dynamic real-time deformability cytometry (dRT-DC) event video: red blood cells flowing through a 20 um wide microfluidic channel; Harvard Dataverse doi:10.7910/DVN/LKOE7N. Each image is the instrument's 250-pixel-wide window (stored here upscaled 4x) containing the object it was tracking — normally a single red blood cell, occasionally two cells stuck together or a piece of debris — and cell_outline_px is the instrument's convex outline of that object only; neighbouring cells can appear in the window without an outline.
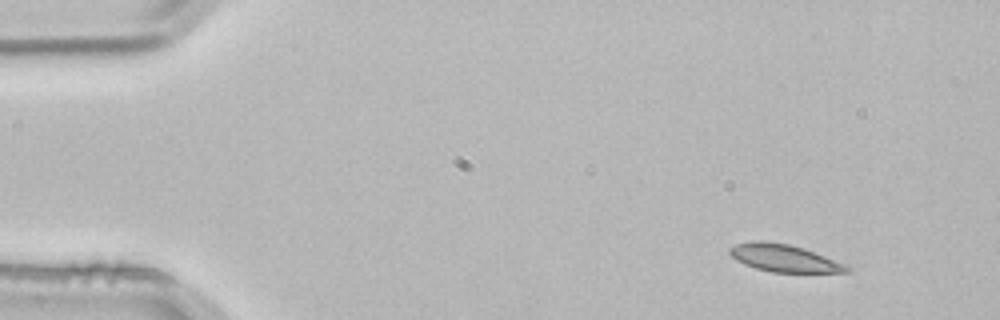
{"species": "common noctule bat (a hibernating species)", "species_latin": "Nyctalus noctula", "temperature_condition": "room temperature", "stored_images_in_passage": 3, "camera_frame_rate_fps": 3000, "um_per_image_px": 0.085, "animal": {"sex": "male", "body_mass_g": 21.5, "forearm_length_mm": 52.0}, "frame": {"image": 1, "passage_image": 1, "time_ms": 0.0, "image_size_px": [1000, 320], "cell_outline_px": [[852, 268], [848, 272], [772, 272], [756, 268], [744, 264], [736, 260], [728, 252], [728, 248], [736, 244], [752, 240], [764, 240], [788, 244], [812, 252], [844, 264]], "centroid_in_image_um": [66.56, 21.93], "position_along_channel_um": 18.4, "area_um2": 18.38}}
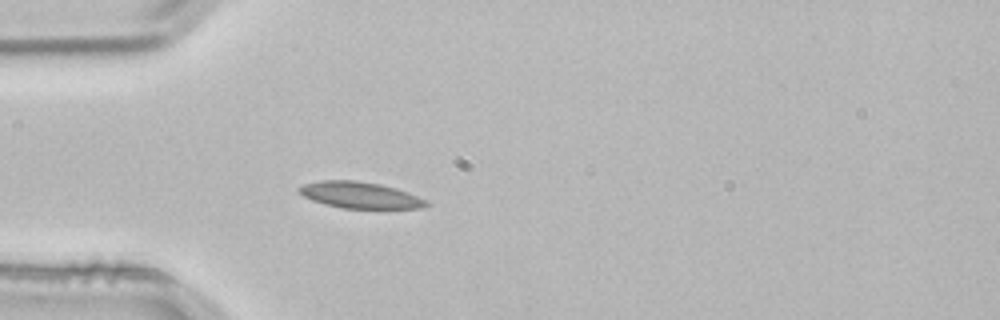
{"frame": {"image": 2, "passage_image": 3, "time_ms": 0.667, "image_size_px": [1000, 320], "cell_outline_px": [[432, 204], [424, 208], [344, 208], [324, 204], [312, 200], [304, 196], [296, 188], [304, 184], [324, 180], [356, 180], [380, 184], [396, 188], [428, 200]], "centroid_in_image_um": [30.64, 16.58], "position_along_channel_um": 54.4, "area_um2": 19.54}}